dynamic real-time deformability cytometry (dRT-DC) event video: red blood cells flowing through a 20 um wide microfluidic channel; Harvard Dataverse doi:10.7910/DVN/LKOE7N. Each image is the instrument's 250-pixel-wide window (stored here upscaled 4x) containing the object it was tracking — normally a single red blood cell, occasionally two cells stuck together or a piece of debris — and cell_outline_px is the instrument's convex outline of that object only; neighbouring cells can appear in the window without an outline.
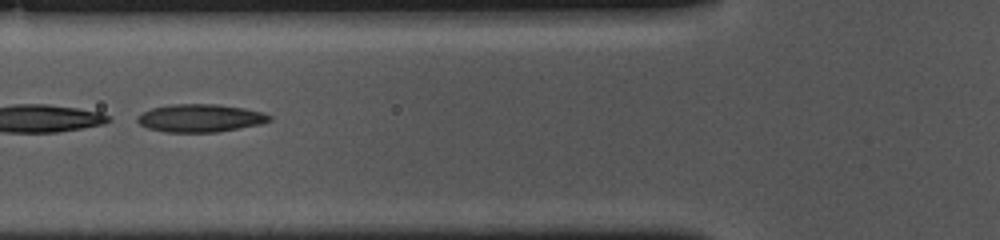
{"species": "common noctule bat (a hibernating species)", "species_latin": "Nyctalus noctula", "temperature_condition": "cold", "stored_images_in_passage": 21, "camera_frame_rate_fps": 3000, "um_per_image_px": 0.085, "animal": {"sex": "female", "body_mass_g": 10.0, "forearm_length_mm": 53.1}, "frame": {"image": 1, "passage_image": 18, "time_ms": 5.667, "image_size_px": [1000, 240], "cell_outline_px": [[272, 120], [260, 124], [216, 132], [164, 132], [148, 128], [140, 124], [136, 120], [136, 116], [152, 108], [172, 104], [216, 104], [244, 108], [264, 112], [272, 116]], "centroid_in_image_um": [17.03, 10.03], "position_along_channel_um": 108.8, "area_um2": 21.44}}